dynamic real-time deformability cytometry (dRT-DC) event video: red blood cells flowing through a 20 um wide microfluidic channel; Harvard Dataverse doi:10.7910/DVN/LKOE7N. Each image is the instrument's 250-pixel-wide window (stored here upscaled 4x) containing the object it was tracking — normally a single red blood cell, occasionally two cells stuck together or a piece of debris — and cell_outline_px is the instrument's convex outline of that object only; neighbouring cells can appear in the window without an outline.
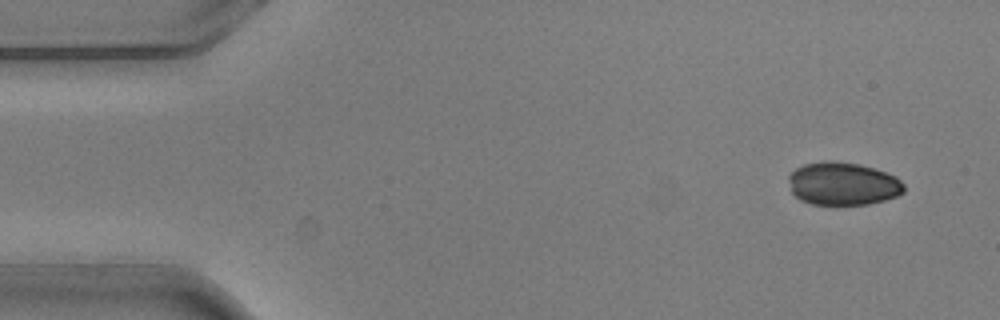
{"species": "common noctule bat (a hibernating species)", "species_latin": "Nyctalus noctula", "temperature_condition": "warm", "stored_images_in_passage": 6, "camera_frame_rate_fps": 3000, "um_per_image_px": 0.085, "animal": {"sex": "male", "body_mass_g": 20.5, "forearm_length_mm": 52.5}, "frame": {"image": 1, "passage_image": 1, "time_ms": 0.0, "image_size_px": [1000, 320], "cell_outline_px": [[904, 192], [896, 196], [884, 200], [868, 204], [812, 204], [800, 200], [792, 192], [788, 180], [788, 176], [796, 168], [804, 164], [824, 160], [832, 160], [860, 164], [896, 176], [904, 184]], "centroid_in_image_um": [71.63, 15.6], "position_along_channel_um": 13.4, "area_um2": 28.9}}